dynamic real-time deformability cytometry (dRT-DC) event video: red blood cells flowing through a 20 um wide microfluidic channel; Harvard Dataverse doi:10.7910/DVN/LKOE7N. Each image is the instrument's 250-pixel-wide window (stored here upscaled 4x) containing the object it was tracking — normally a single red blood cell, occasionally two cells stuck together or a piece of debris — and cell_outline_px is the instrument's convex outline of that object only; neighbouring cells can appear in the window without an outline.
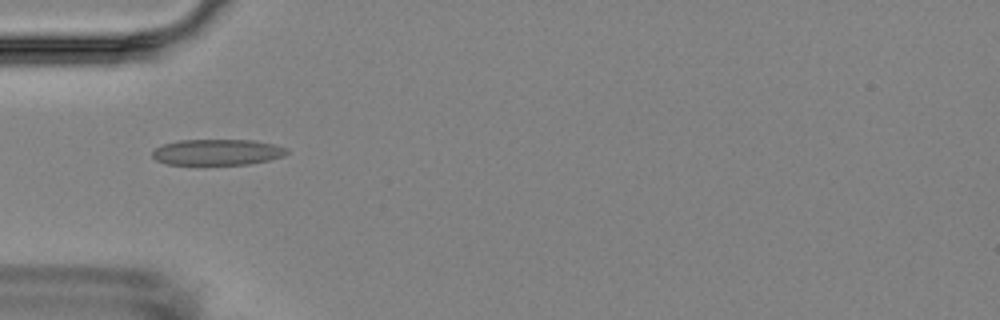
{"species": "Egyptian fruit bat (a non-hibernating species)", "species_latin": "Rousettus aegyptiacus", "temperature_condition": "room temperature", "stored_images_in_passage": 10, "camera_frame_rate_fps": 3000, "um_per_image_px": 0.085, "animal": {"sex": "female"}, "frame": {"image": 1, "passage_image": 4, "time_ms": 3.333, "image_size_px": [1000, 320], "cell_outline_px": [[288, 152], [284, 156], [268, 160], [248, 164], [168, 164], [156, 160], [152, 156], [152, 152], [156, 148], [164, 144], [176, 140], [252, 140], [272, 144], [288, 148]], "centroid_in_image_um": [18.47, 12.93], "position_along_channel_um": 66.5, "area_um2": 20.17}}
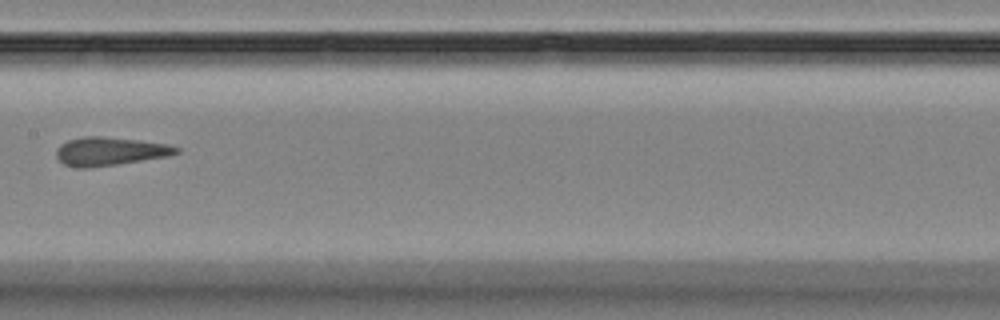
{"frame": {"image": 2, "passage_image": 7, "time_ms": 7.0, "image_size_px": [1000, 320], "cell_outline_px": [[180, 152], [168, 156], [116, 164], [88, 168], [76, 168], [64, 164], [56, 156], [56, 148], [60, 144], [68, 140], [84, 136], [100, 136], [136, 140], [168, 144], [180, 148]], "centroid_in_image_um": [9.31, 12.86], "position_along_channel_um": 198.1, "area_um2": 19.77}}
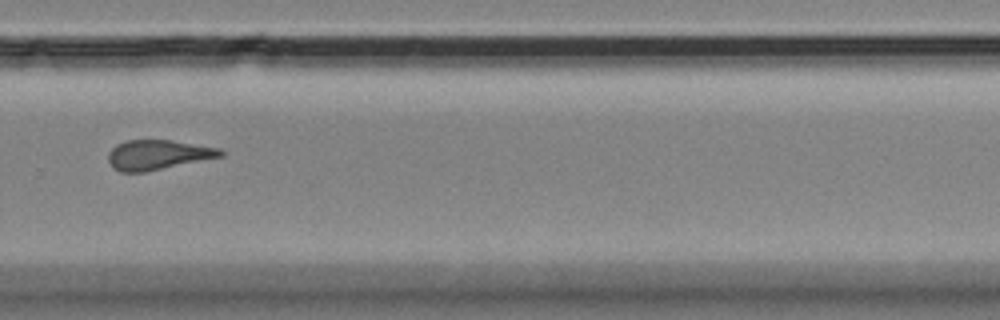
{"frame": {"image": 3, "passage_image": 10, "time_ms": 10.333, "image_size_px": [1000, 320], "cell_outline_px": [[224, 156], [144, 172], [120, 172], [112, 168], [108, 160], [108, 152], [116, 144], [128, 140], [172, 140], [220, 148], [224, 152]], "centroid_in_image_um": [13.41, 13.16], "position_along_channel_um": 316.4, "area_um2": 19.54}}